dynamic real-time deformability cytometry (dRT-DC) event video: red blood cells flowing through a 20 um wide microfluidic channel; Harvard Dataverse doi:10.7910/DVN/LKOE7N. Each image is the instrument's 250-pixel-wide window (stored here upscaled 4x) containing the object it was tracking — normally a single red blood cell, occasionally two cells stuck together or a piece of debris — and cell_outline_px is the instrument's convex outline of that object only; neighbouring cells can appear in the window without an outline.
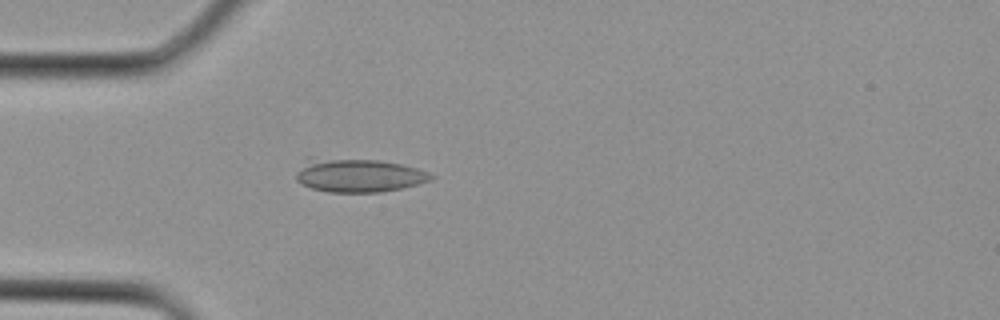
{"species": "Egyptian fruit bat (a non-hibernating species)", "species_latin": "Rousettus aegyptiacus", "temperature_condition": "cold", "stored_images_in_passage": 2, "camera_frame_rate_fps": 3000, "um_per_image_px": 0.085, "animal": {"sex": "female"}, "frame": {"image": 1, "passage_image": 2, "time_ms": 0.333, "image_size_px": [1000, 320], "cell_outline_px": [[436, 176], [432, 180], [400, 188], [380, 192], [328, 192], [312, 188], [300, 184], [296, 180], [296, 172], [304, 156], [308, 156], [376, 160], [400, 164], [416, 168], [428, 172]], "centroid_in_image_um": [30.36, 14.87], "position_along_channel_um": 54.6, "area_um2": 26.93}}